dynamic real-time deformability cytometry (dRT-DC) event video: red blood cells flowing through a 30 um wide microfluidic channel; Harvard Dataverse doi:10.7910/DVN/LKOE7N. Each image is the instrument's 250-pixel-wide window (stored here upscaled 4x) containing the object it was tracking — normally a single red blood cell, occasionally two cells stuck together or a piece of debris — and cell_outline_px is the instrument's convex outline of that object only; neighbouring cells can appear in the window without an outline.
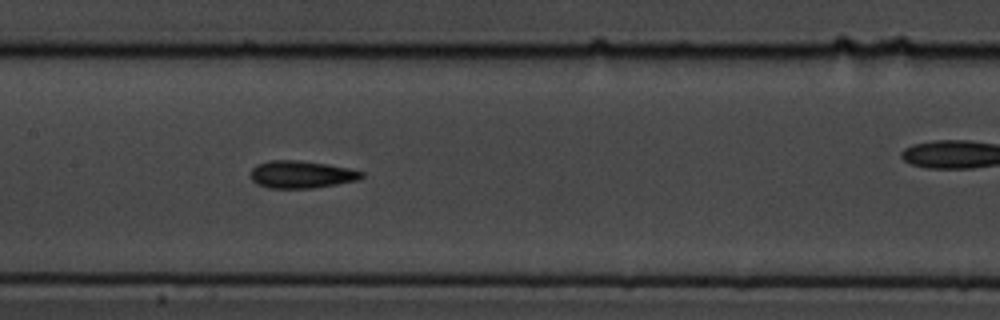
{"species": "common noctule bat (a hibernating species)", "species_latin": "Nyctalus noctula", "temperature_condition": "cold", "stored_images_in_passage": 7, "segment_of_instrument_passage": [1, 2], "camera_frame_rate_fps": 3000, "um_per_image_px": 0.085, "animal": {"sex": "male", "body_mass_g": 19.5, "forearm_length_mm": 54.6}, "frame": {"image": 1, "passage_image": 6, "time_ms": 1.667, "image_size_px": [1000, 320], "cell_outline_px": [[364, 176], [360, 180], [312, 188], [268, 188], [256, 184], [252, 180], [252, 168], [256, 164], [268, 160], [300, 160], [328, 164], [348, 168], [364, 172]], "centroid_in_image_um": [25.62, 14.82], "position_along_channel_um": 181.8, "area_um2": 17.86}}